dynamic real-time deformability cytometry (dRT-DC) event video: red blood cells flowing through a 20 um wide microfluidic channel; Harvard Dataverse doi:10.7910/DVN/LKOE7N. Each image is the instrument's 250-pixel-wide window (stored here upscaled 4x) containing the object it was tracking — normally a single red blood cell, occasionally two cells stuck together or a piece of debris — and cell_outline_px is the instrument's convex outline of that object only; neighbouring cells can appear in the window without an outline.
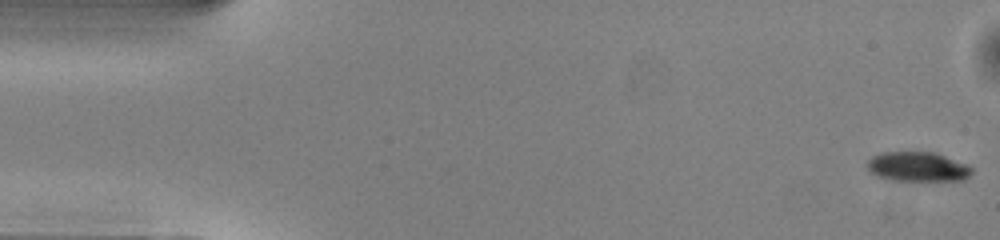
{"species": "common noctule bat (a hibernating species)", "species_latin": "Nyctalus noctula", "temperature_condition": "warm", "stored_images_in_passage": 51, "camera_frame_rate_fps": 3000, "um_per_image_px": 0.085, "animal": {"sex": "male", "body_mass_g": 13.0, "forearm_length_mm": 53.1}, "frame": {"image": 1, "passage_image": 1, "time_ms": 0.0, "image_size_px": [1000, 240], "cell_outline_px": [[972, 172], [964, 180], [888, 180], [876, 176], [868, 172], [868, 160], [872, 156], [884, 152], [932, 152], [944, 156], [964, 164], [972, 168]], "centroid_in_image_um": [77.94, 14.18], "position_along_channel_um": 7.1, "area_um2": 17.8}}
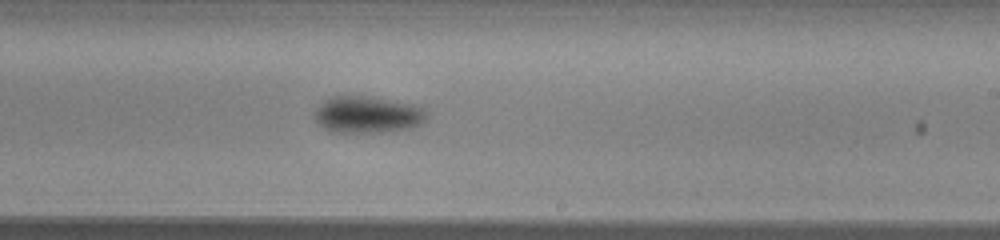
{"frame": {"image": 2, "passage_image": 30, "time_ms": 9.667, "image_size_px": [1000, 240], "cell_outline_px": [[428, 116], [420, 124], [412, 128], [388, 132], [336, 132], [324, 128], [316, 120], [312, 112], [328, 96], [344, 92], [372, 96], [424, 104], [428, 112]], "centroid_in_image_um": [31.29, 9.67], "position_along_channel_um": 257.7, "area_um2": 25.55}}
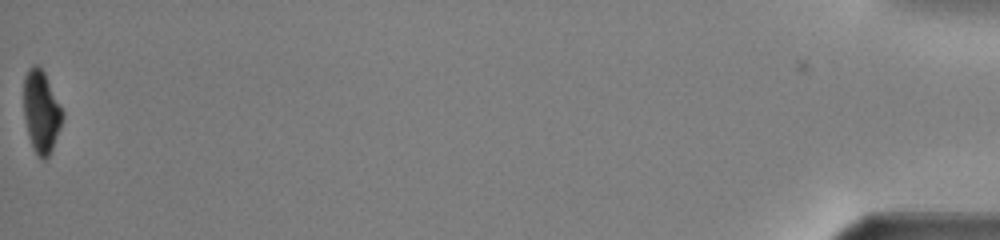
{"frame": {"image": 3, "passage_image": 51, "time_ms": 16.667, "image_size_px": [1000, 240], "cell_outline_px": [[64, 116], [60, 128], [52, 148], [48, 156], [44, 160], [36, 156], [32, 148], [28, 136], [24, 116], [24, 76], [28, 68], [32, 64], [36, 64], [44, 72], [64, 112]], "centroid_in_image_um": [3.5, 9.5], "position_along_channel_um": 431.7, "area_um2": 18.67}, "authors_computed_cell_mechanics": {"area_um2": 22.1374, "velocity_mm_per_s": 4.0386, "shape_relaxation_time_tau1_ms": 1.9129, "shape_relaxation_time_tau2_ms": null, "deformation_change_tau1": 0.1168, "deformation_change_tau2": null}}